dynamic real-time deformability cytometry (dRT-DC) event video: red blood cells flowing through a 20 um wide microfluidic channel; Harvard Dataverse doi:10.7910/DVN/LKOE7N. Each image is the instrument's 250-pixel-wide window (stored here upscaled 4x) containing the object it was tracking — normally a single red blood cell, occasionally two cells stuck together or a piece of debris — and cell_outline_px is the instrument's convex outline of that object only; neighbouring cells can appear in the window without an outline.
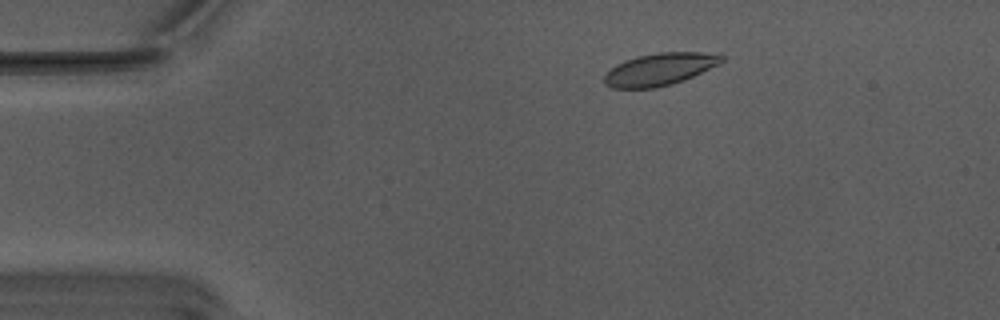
{"species": "Egyptian fruit bat (a non-hibernating species)", "species_latin": "Rousettus aegyptiacus", "temperature_condition": "warm", "stored_images_in_passage": 10, "camera_frame_rate_fps": 3000, "um_per_image_px": 0.085, "animal": {"sex": "male"}, "frame": {"image": 1, "passage_image": 6, "time_ms": 1.667, "image_size_px": [1000, 320], "cell_outline_px": [[724, 60], [720, 64], [684, 80], [672, 84], [656, 88], [612, 88], [604, 84], [604, 76], [616, 64], [624, 60], [636, 56], [660, 52], [720, 52], [724, 56]], "centroid_in_image_um": [56.12, 5.87], "position_along_channel_um": 28.9, "area_um2": 22.37}}